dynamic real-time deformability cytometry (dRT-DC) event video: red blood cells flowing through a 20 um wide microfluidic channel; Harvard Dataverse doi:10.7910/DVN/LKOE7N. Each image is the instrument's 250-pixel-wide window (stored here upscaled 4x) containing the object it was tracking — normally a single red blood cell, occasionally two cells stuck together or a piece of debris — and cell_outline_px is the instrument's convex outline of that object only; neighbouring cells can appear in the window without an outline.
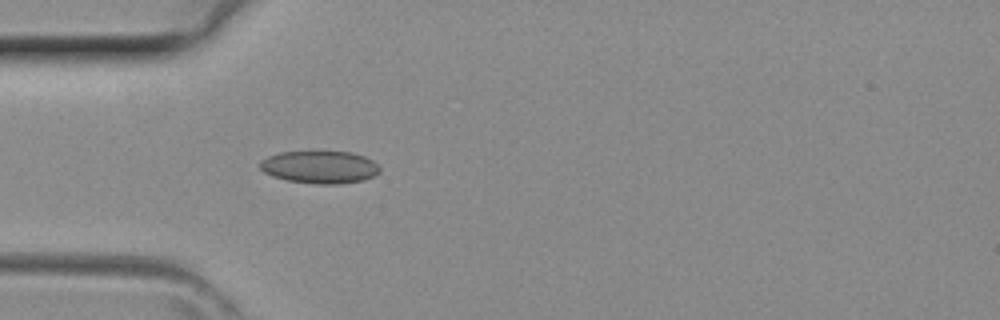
{"species": "common noctule bat (a hibernating species)", "species_latin": "Nyctalus noctula", "temperature_condition": "room temperature", "stored_images_in_passage": 14, "camera_frame_rate_fps": 3000, "um_per_image_px": 0.085, "animal": {"sex": "female", "body_mass_g": 29.2, "forearm_length_mm": 56.3}, "frame": {"image": 1, "passage_image": 1, "time_ms": 0.0, "image_size_px": [1000, 320], "cell_outline_px": [[380, 172], [364, 180], [340, 184], [316, 184], [288, 180], [272, 176], [264, 172], [260, 168], [260, 160], [268, 156], [280, 152], [352, 152], [364, 156], [372, 160], [380, 168]], "centroid_in_image_um": [27.18, 14.21], "position_along_channel_um": 57.8, "area_um2": 22.66}}
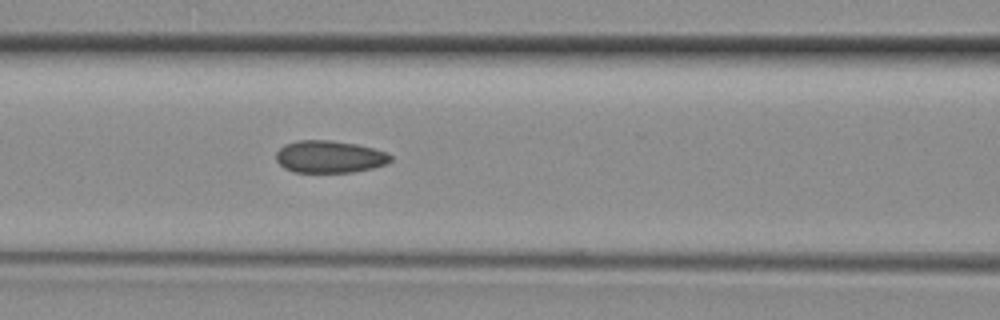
{"frame": {"image": 2, "passage_image": 6, "time_ms": 1.667, "image_size_px": [1000, 320], "cell_outline_px": [[392, 160], [384, 164], [372, 168], [352, 172], [296, 172], [284, 168], [276, 160], [276, 152], [284, 144], [296, 140], [332, 140], [356, 144], [372, 148], [384, 152], [392, 156]], "centroid_in_image_um": [27.97, 13.31], "position_along_channel_um": 138.6, "area_um2": 21.44}}
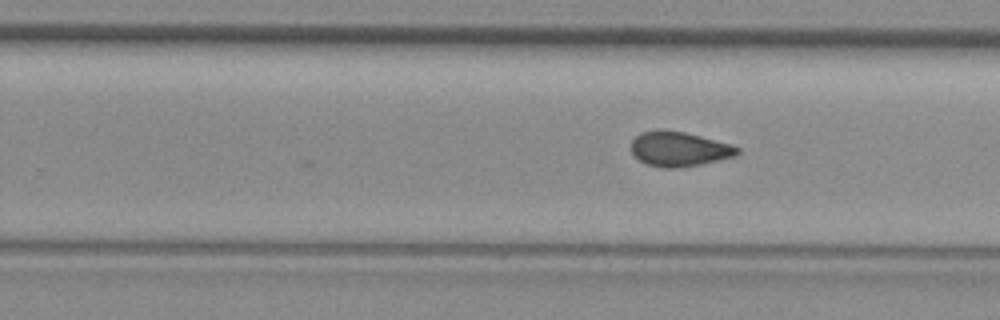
{"frame": {"image": 3, "passage_image": 14, "time_ms": 4.333, "image_size_px": [1000, 320], "cell_outline_px": [[740, 152], [736, 156], [720, 160], [680, 168], [664, 168], [648, 164], [640, 160], [632, 152], [632, 140], [640, 132], [664, 128], [684, 132], [732, 144], [740, 148]], "centroid_in_image_um": [57.75, 12.65], "position_along_channel_um": 272.1, "area_um2": 21.62}}